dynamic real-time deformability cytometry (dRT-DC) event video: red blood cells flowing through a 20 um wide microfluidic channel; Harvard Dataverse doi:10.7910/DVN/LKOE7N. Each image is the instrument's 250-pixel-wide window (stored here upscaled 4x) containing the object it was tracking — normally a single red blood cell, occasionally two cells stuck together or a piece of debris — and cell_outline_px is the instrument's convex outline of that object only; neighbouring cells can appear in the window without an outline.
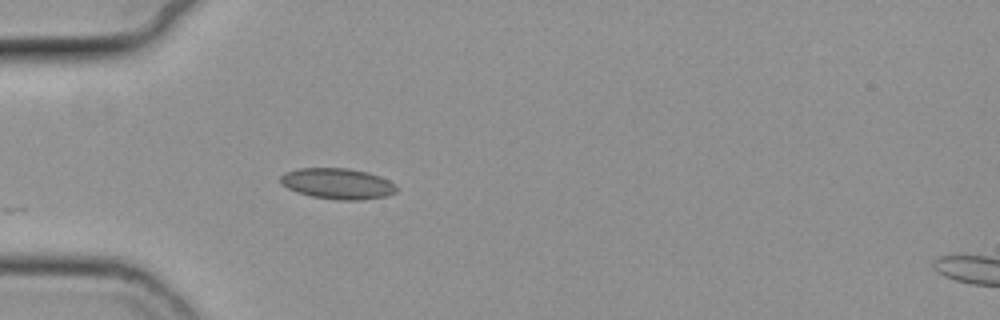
{"species": "common noctule bat (a hibernating species)", "species_latin": "Nyctalus noctula", "temperature_condition": "cold", "stored_images_in_passage": 10, "camera_frame_rate_fps": 3000, "um_per_image_px": 0.085, "animal": {"sex": "female", "body_mass_g": 19.3, "forearm_length_mm": 54.1}, "frame": {"image": 1, "passage_image": 1, "time_ms": 0.0, "image_size_px": [1000, 320], "cell_outline_px": [[396, 192], [388, 196], [360, 200], [336, 200], [312, 196], [296, 192], [280, 184], [280, 176], [284, 172], [296, 168], [348, 168], [368, 172], [380, 176], [396, 184]], "centroid_in_image_um": [28.68, 15.6], "position_along_channel_um": 56.3, "area_um2": 21.1}}
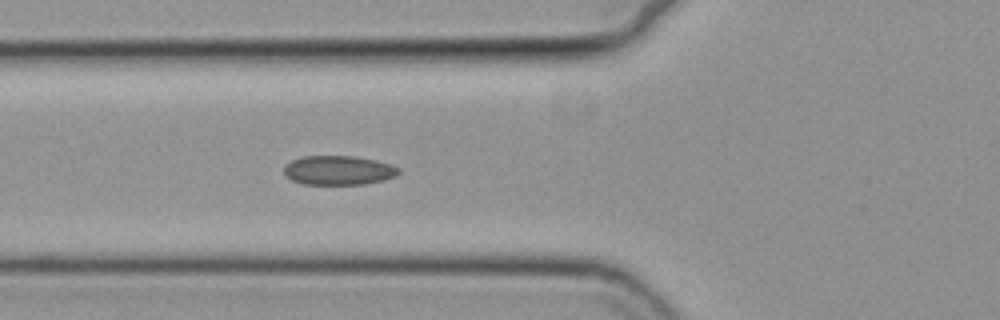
{"frame": {"image": 2, "passage_image": 5, "time_ms": 1.333, "image_size_px": [1000, 320], "cell_outline_px": [[400, 172], [396, 176], [384, 180], [364, 184], [304, 184], [292, 180], [284, 176], [284, 164], [292, 160], [304, 156], [352, 156], [376, 160], [392, 164], [400, 168]], "centroid_in_image_um": [28.78, 14.47], "position_along_channel_um": 97.0, "area_um2": 19.71}}